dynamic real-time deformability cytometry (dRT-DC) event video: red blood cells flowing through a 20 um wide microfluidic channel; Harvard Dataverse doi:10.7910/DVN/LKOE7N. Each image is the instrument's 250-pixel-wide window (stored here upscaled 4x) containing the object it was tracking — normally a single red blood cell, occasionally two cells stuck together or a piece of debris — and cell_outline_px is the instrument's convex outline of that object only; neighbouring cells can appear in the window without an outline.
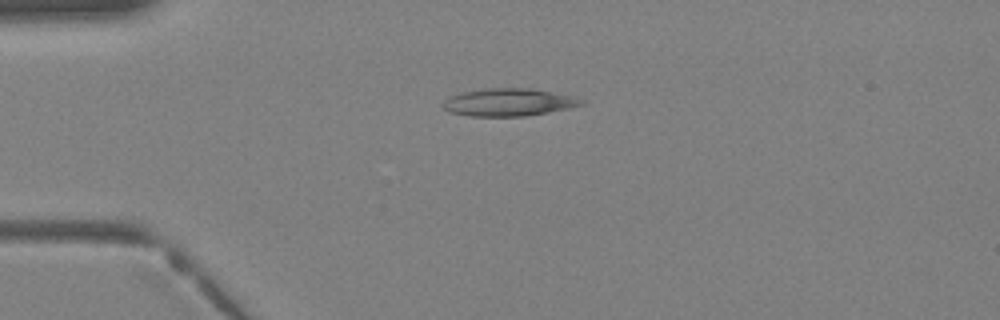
{"species": "Egyptian fruit bat (a non-hibernating species)", "species_latin": "Rousettus aegyptiacus", "temperature_condition": "warm", "stored_images_in_passage": 29, "camera_frame_rate_fps": 3000, "um_per_image_px": 0.085, "animal": {"sex": "female"}, "frame": {"image": 1, "passage_image": 1, "time_ms": 0.0, "image_size_px": [1000, 320], "cell_outline_px": [[584, 104], [568, 108], [548, 112], [524, 116], [468, 116], [448, 112], [440, 104], [448, 96], [460, 92], [484, 88], [532, 88], [576, 96], [584, 100]], "centroid_in_image_um": [43.2, 8.68], "position_along_channel_um": 41.8, "area_um2": 22.6}}
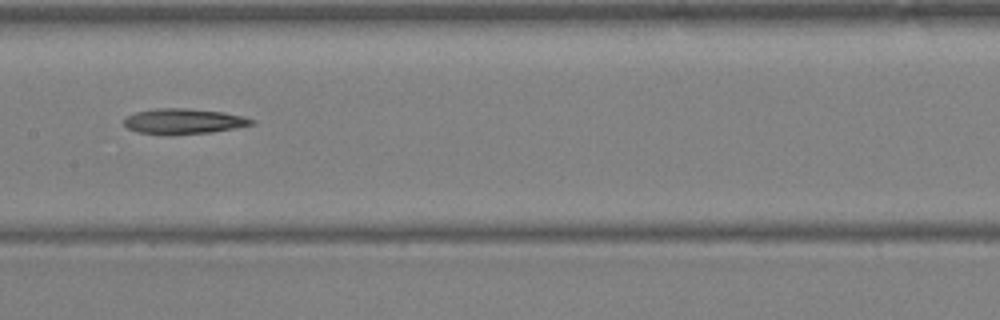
{"frame": {"image": 2, "passage_image": 11, "time_ms": 3.333, "image_size_px": [1000, 320], "cell_outline_px": [[256, 120], [252, 124], [236, 128], [208, 132], [136, 132], [128, 128], [124, 124], [124, 120], [128, 116], [136, 112], [156, 108], [188, 108], [224, 112]], "centroid_in_image_um": [15.63, 10.26], "position_along_channel_um": 191.8, "area_um2": 17.92}}
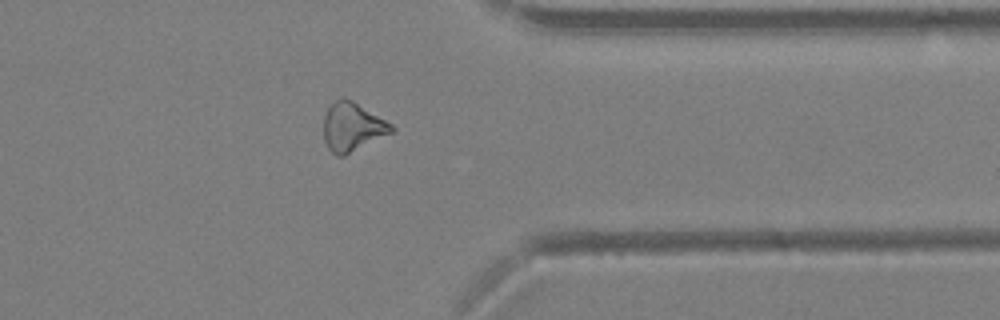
{"frame": {"image": 3, "passage_image": 22, "time_ms": 7.0, "image_size_px": [1000, 320], "cell_outline_px": [[396, 128], [392, 132], [344, 156], [336, 156], [328, 148], [324, 140], [324, 116], [328, 108], [336, 100], [344, 96], [352, 100], [392, 124]], "centroid_in_image_um": [29.94, 10.79], "position_along_channel_um": 381.5, "area_um2": 19.07}}